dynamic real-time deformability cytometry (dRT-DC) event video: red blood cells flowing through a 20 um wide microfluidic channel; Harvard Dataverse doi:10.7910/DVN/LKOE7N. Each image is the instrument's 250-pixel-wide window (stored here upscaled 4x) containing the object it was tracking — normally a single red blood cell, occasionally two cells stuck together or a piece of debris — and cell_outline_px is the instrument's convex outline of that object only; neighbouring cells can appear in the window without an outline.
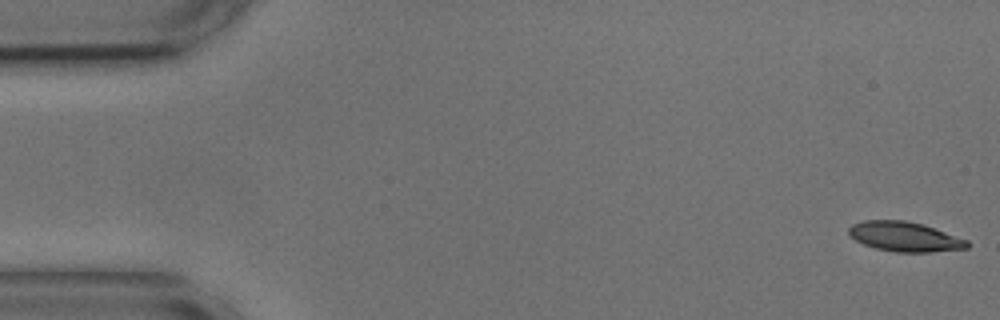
{"species": "common noctule bat (a hibernating species)", "species_latin": "Nyctalus noctula", "temperature_condition": "cold", "stored_images_in_passage": 55, "camera_frame_rate_fps": 3000, "um_per_image_px": 0.085, "animal": {"sex": "male", "body_mass_g": 17.9, "forearm_length_mm": 54.2}, "frame": {"image": 1, "passage_image": 1, "time_ms": 0.0, "image_size_px": [1000, 320], "cell_outline_px": [[968, 248], [928, 252], [896, 252], [876, 248], [864, 244], [856, 240], [848, 232], [848, 228], [852, 224], [864, 220], [904, 220], [924, 224], [968, 240]], "centroid_in_image_um": [76.9, 20.1], "position_along_channel_um": 8.1, "area_um2": 20.4}}
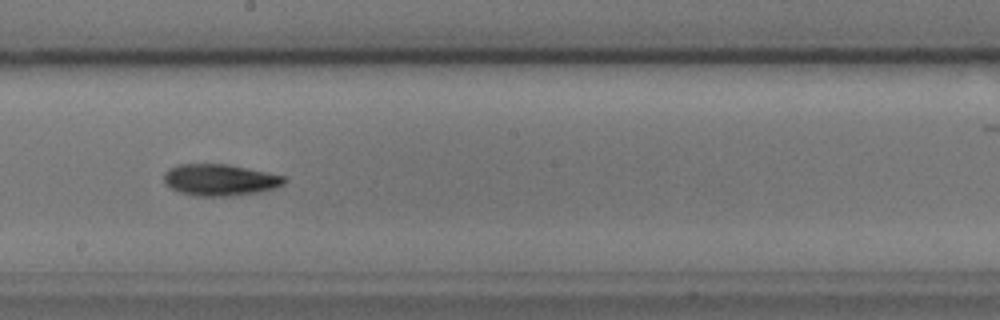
{"frame": {"image": 2, "passage_image": 30, "time_ms": 9.667, "image_size_px": [1000, 320], "cell_outline_px": [[288, 180], [284, 184], [272, 188], [256, 192], [232, 196], [196, 196], [180, 192], [164, 184], [164, 172], [168, 168], [176, 164], [228, 164], [268, 172], [284, 176]], "centroid_in_image_um": [18.66, 15.28], "position_along_channel_um": 229.5, "area_um2": 22.2}}
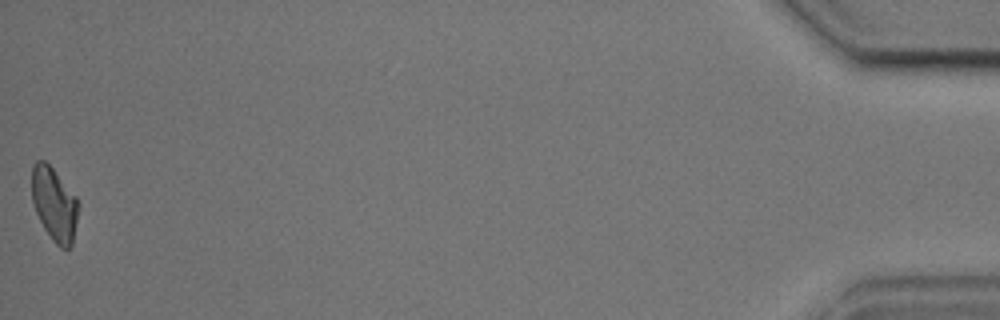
{"frame": {"image": 3, "passage_image": 55, "time_ms": 18.0, "image_size_px": [1000, 320], "cell_outline_px": [[80, 204], [72, 244], [68, 248], [60, 248], [52, 240], [44, 228], [36, 212], [32, 200], [32, 164], [36, 160], [44, 160], [52, 168], [76, 196]], "centroid_in_image_um": [4.62, 17.35], "position_along_channel_um": 430.6, "area_um2": 19.94}, "authors_computed_cell_mechanics": {"area_um2": 21.0392, "velocity_mm_per_s": 3.5916, "shape_relaxation_time_tau1_ms": 7.4156, "shape_relaxation_time_tau2_ms": null, "deformation_change_tau1": 0.1623, "deformation_change_tau2": null}}